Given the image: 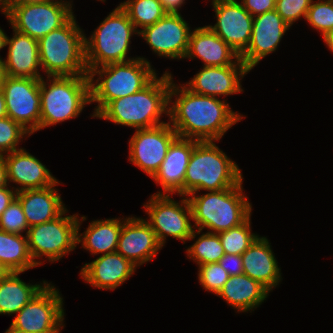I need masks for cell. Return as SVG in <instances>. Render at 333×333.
Returning <instances> with one entry per match:
<instances>
[{
	"label": "cell",
	"mask_w": 333,
	"mask_h": 333,
	"mask_svg": "<svg viewBox=\"0 0 333 333\" xmlns=\"http://www.w3.org/2000/svg\"><path fill=\"white\" fill-rule=\"evenodd\" d=\"M243 191L242 180L228 189L187 195L194 229L219 233L244 223L252 215V203Z\"/></svg>",
	"instance_id": "3"
},
{
	"label": "cell",
	"mask_w": 333,
	"mask_h": 333,
	"mask_svg": "<svg viewBox=\"0 0 333 333\" xmlns=\"http://www.w3.org/2000/svg\"><path fill=\"white\" fill-rule=\"evenodd\" d=\"M199 141L177 137L168 148L167 155L152 180L162 190L155 195L184 196V180L194 146ZM176 193V194H175Z\"/></svg>",
	"instance_id": "20"
},
{
	"label": "cell",
	"mask_w": 333,
	"mask_h": 333,
	"mask_svg": "<svg viewBox=\"0 0 333 333\" xmlns=\"http://www.w3.org/2000/svg\"><path fill=\"white\" fill-rule=\"evenodd\" d=\"M219 263L230 276L243 274V264L241 255L224 254Z\"/></svg>",
	"instance_id": "40"
},
{
	"label": "cell",
	"mask_w": 333,
	"mask_h": 333,
	"mask_svg": "<svg viewBox=\"0 0 333 333\" xmlns=\"http://www.w3.org/2000/svg\"><path fill=\"white\" fill-rule=\"evenodd\" d=\"M198 267V280L199 284L207 292L217 295L222 289L223 285L227 282L230 275L218 263H209L200 265Z\"/></svg>",
	"instance_id": "36"
},
{
	"label": "cell",
	"mask_w": 333,
	"mask_h": 333,
	"mask_svg": "<svg viewBox=\"0 0 333 333\" xmlns=\"http://www.w3.org/2000/svg\"><path fill=\"white\" fill-rule=\"evenodd\" d=\"M31 134L10 117L0 118V156L22 149L19 143Z\"/></svg>",
	"instance_id": "35"
},
{
	"label": "cell",
	"mask_w": 333,
	"mask_h": 333,
	"mask_svg": "<svg viewBox=\"0 0 333 333\" xmlns=\"http://www.w3.org/2000/svg\"><path fill=\"white\" fill-rule=\"evenodd\" d=\"M190 240L195 241L193 244L186 247V257L195 262L198 266L218 263L225 254L217 233H204L201 230L194 229L189 238V241Z\"/></svg>",
	"instance_id": "31"
},
{
	"label": "cell",
	"mask_w": 333,
	"mask_h": 333,
	"mask_svg": "<svg viewBox=\"0 0 333 333\" xmlns=\"http://www.w3.org/2000/svg\"><path fill=\"white\" fill-rule=\"evenodd\" d=\"M12 5H13V0H0L1 14L5 15V17H7L10 13Z\"/></svg>",
	"instance_id": "44"
},
{
	"label": "cell",
	"mask_w": 333,
	"mask_h": 333,
	"mask_svg": "<svg viewBox=\"0 0 333 333\" xmlns=\"http://www.w3.org/2000/svg\"><path fill=\"white\" fill-rule=\"evenodd\" d=\"M72 6L73 0L13 3L6 19L12 29L38 41L63 26L74 15Z\"/></svg>",
	"instance_id": "10"
},
{
	"label": "cell",
	"mask_w": 333,
	"mask_h": 333,
	"mask_svg": "<svg viewBox=\"0 0 333 333\" xmlns=\"http://www.w3.org/2000/svg\"><path fill=\"white\" fill-rule=\"evenodd\" d=\"M0 263L9 272L24 273L37 267L31 257L26 235L0 230Z\"/></svg>",
	"instance_id": "30"
},
{
	"label": "cell",
	"mask_w": 333,
	"mask_h": 333,
	"mask_svg": "<svg viewBox=\"0 0 333 333\" xmlns=\"http://www.w3.org/2000/svg\"><path fill=\"white\" fill-rule=\"evenodd\" d=\"M177 137L168 120L152 128L136 129L128 141L129 162L152 178Z\"/></svg>",
	"instance_id": "14"
},
{
	"label": "cell",
	"mask_w": 333,
	"mask_h": 333,
	"mask_svg": "<svg viewBox=\"0 0 333 333\" xmlns=\"http://www.w3.org/2000/svg\"><path fill=\"white\" fill-rule=\"evenodd\" d=\"M138 267L120 253L100 255L81 267L80 277L93 288L114 291L123 285Z\"/></svg>",
	"instance_id": "23"
},
{
	"label": "cell",
	"mask_w": 333,
	"mask_h": 333,
	"mask_svg": "<svg viewBox=\"0 0 333 333\" xmlns=\"http://www.w3.org/2000/svg\"><path fill=\"white\" fill-rule=\"evenodd\" d=\"M216 23L207 25L240 56L248 47L253 16L240 1L211 0Z\"/></svg>",
	"instance_id": "16"
},
{
	"label": "cell",
	"mask_w": 333,
	"mask_h": 333,
	"mask_svg": "<svg viewBox=\"0 0 333 333\" xmlns=\"http://www.w3.org/2000/svg\"><path fill=\"white\" fill-rule=\"evenodd\" d=\"M200 59L202 66L244 64L240 56L207 25L191 30L184 59Z\"/></svg>",
	"instance_id": "24"
},
{
	"label": "cell",
	"mask_w": 333,
	"mask_h": 333,
	"mask_svg": "<svg viewBox=\"0 0 333 333\" xmlns=\"http://www.w3.org/2000/svg\"><path fill=\"white\" fill-rule=\"evenodd\" d=\"M59 180L46 188L27 189L17 192L29 228L52 221L60 216L67 207L63 203L58 185Z\"/></svg>",
	"instance_id": "26"
},
{
	"label": "cell",
	"mask_w": 333,
	"mask_h": 333,
	"mask_svg": "<svg viewBox=\"0 0 333 333\" xmlns=\"http://www.w3.org/2000/svg\"><path fill=\"white\" fill-rule=\"evenodd\" d=\"M167 70L136 93L110 101L95 117L135 130L166 123L161 118L168 117L171 72Z\"/></svg>",
	"instance_id": "2"
},
{
	"label": "cell",
	"mask_w": 333,
	"mask_h": 333,
	"mask_svg": "<svg viewBox=\"0 0 333 333\" xmlns=\"http://www.w3.org/2000/svg\"><path fill=\"white\" fill-rule=\"evenodd\" d=\"M7 168L8 184L17 192L27 189H41L54 185L58 179L37 157L25 148L2 155ZM19 185V186H18Z\"/></svg>",
	"instance_id": "21"
},
{
	"label": "cell",
	"mask_w": 333,
	"mask_h": 333,
	"mask_svg": "<svg viewBox=\"0 0 333 333\" xmlns=\"http://www.w3.org/2000/svg\"><path fill=\"white\" fill-rule=\"evenodd\" d=\"M21 272H9L0 280V314L16 315L48 283L35 284L20 279Z\"/></svg>",
	"instance_id": "29"
},
{
	"label": "cell",
	"mask_w": 333,
	"mask_h": 333,
	"mask_svg": "<svg viewBox=\"0 0 333 333\" xmlns=\"http://www.w3.org/2000/svg\"><path fill=\"white\" fill-rule=\"evenodd\" d=\"M8 186L6 164L3 156H0V189Z\"/></svg>",
	"instance_id": "43"
},
{
	"label": "cell",
	"mask_w": 333,
	"mask_h": 333,
	"mask_svg": "<svg viewBox=\"0 0 333 333\" xmlns=\"http://www.w3.org/2000/svg\"><path fill=\"white\" fill-rule=\"evenodd\" d=\"M12 37L7 35V56L0 64L1 74L10 77L41 79L38 41L29 35L12 29Z\"/></svg>",
	"instance_id": "22"
},
{
	"label": "cell",
	"mask_w": 333,
	"mask_h": 333,
	"mask_svg": "<svg viewBox=\"0 0 333 333\" xmlns=\"http://www.w3.org/2000/svg\"><path fill=\"white\" fill-rule=\"evenodd\" d=\"M51 283H47L15 315L11 327L26 333H60L64 329V299Z\"/></svg>",
	"instance_id": "12"
},
{
	"label": "cell",
	"mask_w": 333,
	"mask_h": 333,
	"mask_svg": "<svg viewBox=\"0 0 333 333\" xmlns=\"http://www.w3.org/2000/svg\"><path fill=\"white\" fill-rule=\"evenodd\" d=\"M166 14H181V6H184L186 0H159Z\"/></svg>",
	"instance_id": "42"
},
{
	"label": "cell",
	"mask_w": 333,
	"mask_h": 333,
	"mask_svg": "<svg viewBox=\"0 0 333 333\" xmlns=\"http://www.w3.org/2000/svg\"><path fill=\"white\" fill-rule=\"evenodd\" d=\"M243 7L253 16L275 10L276 0H239Z\"/></svg>",
	"instance_id": "39"
},
{
	"label": "cell",
	"mask_w": 333,
	"mask_h": 333,
	"mask_svg": "<svg viewBox=\"0 0 333 333\" xmlns=\"http://www.w3.org/2000/svg\"><path fill=\"white\" fill-rule=\"evenodd\" d=\"M270 291L260 282L247 275L230 276L217 296L222 298L236 313H252L269 296Z\"/></svg>",
	"instance_id": "28"
},
{
	"label": "cell",
	"mask_w": 333,
	"mask_h": 333,
	"mask_svg": "<svg viewBox=\"0 0 333 333\" xmlns=\"http://www.w3.org/2000/svg\"><path fill=\"white\" fill-rule=\"evenodd\" d=\"M244 118L226 99L195 94L175 83L171 73L168 120L178 137L218 142Z\"/></svg>",
	"instance_id": "1"
},
{
	"label": "cell",
	"mask_w": 333,
	"mask_h": 333,
	"mask_svg": "<svg viewBox=\"0 0 333 333\" xmlns=\"http://www.w3.org/2000/svg\"><path fill=\"white\" fill-rule=\"evenodd\" d=\"M191 26L181 14H165L159 21L139 32L140 37L158 57L184 59Z\"/></svg>",
	"instance_id": "15"
},
{
	"label": "cell",
	"mask_w": 333,
	"mask_h": 333,
	"mask_svg": "<svg viewBox=\"0 0 333 333\" xmlns=\"http://www.w3.org/2000/svg\"><path fill=\"white\" fill-rule=\"evenodd\" d=\"M50 0H13V3H42Z\"/></svg>",
	"instance_id": "48"
},
{
	"label": "cell",
	"mask_w": 333,
	"mask_h": 333,
	"mask_svg": "<svg viewBox=\"0 0 333 333\" xmlns=\"http://www.w3.org/2000/svg\"><path fill=\"white\" fill-rule=\"evenodd\" d=\"M87 216H79L77 224V245L91 255H104L114 253L117 250L118 240L122 228V218H108L93 220L82 233L80 228Z\"/></svg>",
	"instance_id": "27"
},
{
	"label": "cell",
	"mask_w": 333,
	"mask_h": 333,
	"mask_svg": "<svg viewBox=\"0 0 333 333\" xmlns=\"http://www.w3.org/2000/svg\"><path fill=\"white\" fill-rule=\"evenodd\" d=\"M156 75V70L153 69L150 60L143 56L127 62L112 63L92 69L88 73L90 104L96 103V106L90 116L95 118L110 101L141 90Z\"/></svg>",
	"instance_id": "4"
},
{
	"label": "cell",
	"mask_w": 333,
	"mask_h": 333,
	"mask_svg": "<svg viewBox=\"0 0 333 333\" xmlns=\"http://www.w3.org/2000/svg\"><path fill=\"white\" fill-rule=\"evenodd\" d=\"M163 246L155 232L142 217H123L116 252L130 260L138 268L153 260Z\"/></svg>",
	"instance_id": "18"
},
{
	"label": "cell",
	"mask_w": 333,
	"mask_h": 333,
	"mask_svg": "<svg viewBox=\"0 0 333 333\" xmlns=\"http://www.w3.org/2000/svg\"><path fill=\"white\" fill-rule=\"evenodd\" d=\"M4 333H26V332L16 330L15 328L10 326Z\"/></svg>",
	"instance_id": "50"
},
{
	"label": "cell",
	"mask_w": 333,
	"mask_h": 333,
	"mask_svg": "<svg viewBox=\"0 0 333 333\" xmlns=\"http://www.w3.org/2000/svg\"><path fill=\"white\" fill-rule=\"evenodd\" d=\"M7 117L31 135L40 131V79L0 75Z\"/></svg>",
	"instance_id": "13"
},
{
	"label": "cell",
	"mask_w": 333,
	"mask_h": 333,
	"mask_svg": "<svg viewBox=\"0 0 333 333\" xmlns=\"http://www.w3.org/2000/svg\"><path fill=\"white\" fill-rule=\"evenodd\" d=\"M27 224L20 201L15 198L0 216V230L9 233L27 235Z\"/></svg>",
	"instance_id": "37"
},
{
	"label": "cell",
	"mask_w": 333,
	"mask_h": 333,
	"mask_svg": "<svg viewBox=\"0 0 333 333\" xmlns=\"http://www.w3.org/2000/svg\"><path fill=\"white\" fill-rule=\"evenodd\" d=\"M119 5L138 32L156 23L166 14L159 0H125Z\"/></svg>",
	"instance_id": "32"
},
{
	"label": "cell",
	"mask_w": 333,
	"mask_h": 333,
	"mask_svg": "<svg viewBox=\"0 0 333 333\" xmlns=\"http://www.w3.org/2000/svg\"><path fill=\"white\" fill-rule=\"evenodd\" d=\"M7 117L5 97L2 89L0 88V118Z\"/></svg>",
	"instance_id": "45"
},
{
	"label": "cell",
	"mask_w": 333,
	"mask_h": 333,
	"mask_svg": "<svg viewBox=\"0 0 333 333\" xmlns=\"http://www.w3.org/2000/svg\"><path fill=\"white\" fill-rule=\"evenodd\" d=\"M290 28L276 10L253 17L251 40L240 59L251 71L261 60L278 49Z\"/></svg>",
	"instance_id": "17"
},
{
	"label": "cell",
	"mask_w": 333,
	"mask_h": 333,
	"mask_svg": "<svg viewBox=\"0 0 333 333\" xmlns=\"http://www.w3.org/2000/svg\"><path fill=\"white\" fill-rule=\"evenodd\" d=\"M270 244L267 237L259 235L241 257L243 273L272 292L283 278Z\"/></svg>",
	"instance_id": "25"
},
{
	"label": "cell",
	"mask_w": 333,
	"mask_h": 333,
	"mask_svg": "<svg viewBox=\"0 0 333 333\" xmlns=\"http://www.w3.org/2000/svg\"><path fill=\"white\" fill-rule=\"evenodd\" d=\"M313 0H276L275 10L291 27L301 18H306Z\"/></svg>",
	"instance_id": "38"
},
{
	"label": "cell",
	"mask_w": 333,
	"mask_h": 333,
	"mask_svg": "<svg viewBox=\"0 0 333 333\" xmlns=\"http://www.w3.org/2000/svg\"><path fill=\"white\" fill-rule=\"evenodd\" d=\"M7 42V34L4 32V30L0 27V50L3 48L7 47L6 46ZM3 58L0 55V64L2 63Z\"/></svg>",
	"instance_id": "46"
},
{
	"label": "cell",
	"mask_w": 333,
	"mask_h": 333,
	"mask_svg": "<svg viewBox=\"0 0 333 333\" xmlns=\"http://www.w3.org/2000/svg\"><path fill=\"white\" fill-rule=\"evenodd\" d=\"M75 14L60 28L38 40L40 66L45 77L88 75L84 29Z\"/></svg>",
	"instance_id": "5"
},
{
	"label": "cell",
	"mask_w": 333,
	"mask_h": 333,
	"mask_svg": "<svg viewBox=\"0 0 333 333\" xmlns=\"http://www.w3.org/2000/svg\"><path fill=\"white\" fill-rule=\"evenodd\" d=\"M305 21L324 39L333 32V0H313Z\"/></svg>",
	"instance_id": "34"
},
{
	"label": "cell",
	"mask_w": 333,
	"mask_h": 333,
	"mask_svg": "<svg viewBox=\"0 0 333 333\" xmlns=\"http://www.w3.org/2000/svg\"><path fill=\"white\" fill-rule=\"evenodd\" d=\"M8 273L9 271L7 268L2 263H0V280L3 279Z\"/></svg>",
	"instance_id": "49"
},
{
	"label": "cell",
	"mask_w": 333,
	"mask_h": 333,
	"mask_svg": "<svg viewBox=\"0 0 333 333\" xmlns=\"http://www.w3.org/2000/svg\"><path fill=\"white\" fill-rule=\"evenodd\" d=\"M134 35H139V32L127 13L118 5L92 31L91 36H85V61L88 73L101 66L138 58L139 56L128 55Z\"/></svg>",
	"instance_id": "7"
},
{
	"label": "cell",
	"mask_w": 333,
	"mask_h": 333,
	"mask_svg": "<svg viewBox=\"0 0 333 333\" xmlns=\"http://www.w3.org/2000/svg\"><path fill=\"white\" fill-rule=\"evenodd\" d=\"M68 212L66 209L56 219L28 229L27 243L37 266L43 265L46 260L52 264L58 262L77 248V224L80 214L68 216Z\"/></svg>",
	"instance_id": "9"
},
{
	"label": "cell",
	"mask_w": 333,
	"mask_h": 333,
	"mask_svg": "<svg viewBox=\"0 0 333 333\" xmlns=\"http://www.w3.org/2000/svg\"><path fill=\"white\" fill-rule=\"evenodd\" d=\"M216 141L198 142L192 151L184 180V196L201 191H219L237 186L243 175Z\"/></svg>",
	"instance_id": "6"
},
{
	"label": "cell",
	"mask_w": 333,
	"mask_h": 333,
	"mask_svg": "<svg viewBox=\"0 0 333 333\" xmlns=\"http://www.w3.org/2000/svg\"><path fill=\"white\" fill-rule=\"evenodd\" d=\"M17 191L12 186L0 189V216L10 203L16 198Z\"/></svg>",
	"instance_id": "41"
},
{
	"label": "cell",
	"mask_w": 333,
	"mask_h": 333,
	"mask_svg": "<svg viewBox=\"0 0 333 333\" xmlns=\"http://www.w3.org/2000/svg\"><path fill=\"white\" fill-rule=\"evenodd\" d=\"M184 86L191 92L213 97H227L244 92L242 79L250 70L245 64L203 66Z\"/></svg>",
	"instance_id": "19"
},
{
	"label": "cell",
	"mask_w": 333,
	"mask_h": 333,
	"mask_svg": "<svg viewBox=\"0 0 333 333\" xmlns=\"http://www.w3.org/2000/svg\"><path fill=\"white\" fill-rule=\"evenodd\" d=\"M225 254L242 255L259 236L251 229V216L241 225L217 233Z\"/></svg>",
	"instance_id": "33"
},
{
	"label": "cell",
	"mask_w": 333,
	"mask_h": 333,
	"mask_svg": "<svg viewBox=\"0 0 333 333\" xmlns=\"http://www.w3.org/2000/svg\"><path fill=\"white\" fill-rule=\"evenodd\" d=\"M46 78L40 79V130L75 119L90 104L88 75Z\"/></svg>",
	"instance_id": "8"
},
{
	"label": "cell",
	"mask_w": 333,
	"mask_h": 333,
	"mask_svg": "<svg viewBox=\"0 0 333 333\" xmlns=\"http://www.w3.org/2000/svg\"><path fill=\"white\" fill-rule=\"evenodd\" d=\"M179 197L181 200L178 201L174 200L172 195L152 194L149 200L143 204L148 215L146 221L163 247L168 237L186 244L185 242L189 241L194 230L189 201L186 196Z\"/></svg>",
	"instance_id": "11"
},
{
	"label": "cell",
	"mask_w": 333,
	"mask_h": 333,
	"mask_svg": "<svg viewBox=\"0 0 333 333\" xmlns=\"http://www.w3.org/2000/svg\"><path fill=\"white\" fill-rule=\"evenodd\" d=\"M323 42L326 44V47L333 53V32L328 34L324 39Z\"/></svg>",
	"instance_id": "47"
}]
</instances>
